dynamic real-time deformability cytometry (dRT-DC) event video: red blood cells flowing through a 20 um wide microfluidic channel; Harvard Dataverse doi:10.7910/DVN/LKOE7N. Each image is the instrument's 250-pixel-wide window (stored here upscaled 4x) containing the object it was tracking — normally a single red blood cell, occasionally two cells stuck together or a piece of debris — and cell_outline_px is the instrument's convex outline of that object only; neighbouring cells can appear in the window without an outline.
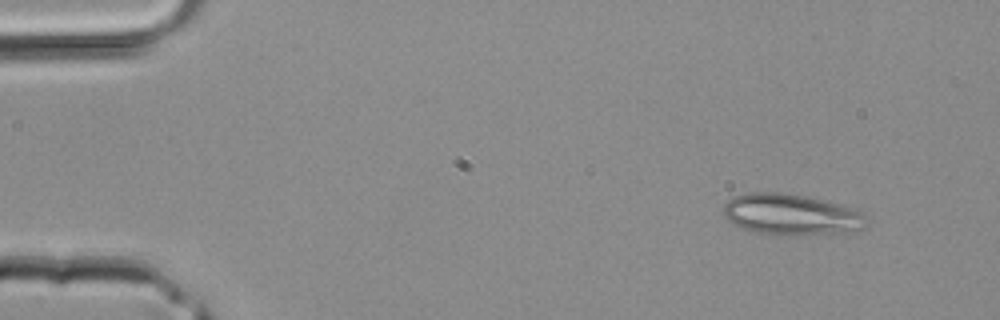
{"species": "common noctule bat (a hibernating species)", "species_latin": "Nyctalus noctula", "temperature_condition": "room temperature", "stored_images_in_passage": 36, "camera_frame_rate_fps": 3000, "um_per_image_px": 0.085, "animal": {"sex": "male", "body_mass_g": 20.4}, "frame": {"image": 1, "passage_image": 1, "time_ms": 0.0, "image_size_px": [1000, 320], "cell_outline_px": [[864, 228], [848, 232], [756, 232], [740, 228], [732, 224], [724, 216], [724, 204], [732, 196], [744, 192], [780, 192], [804, 196], [840, 204], [852, 208], [860, 212], [864, 216]], "centroid_in_image_um": [67.15, 18.17], "position_along_channel_um": 17.9, "area_um2": 33.0}}
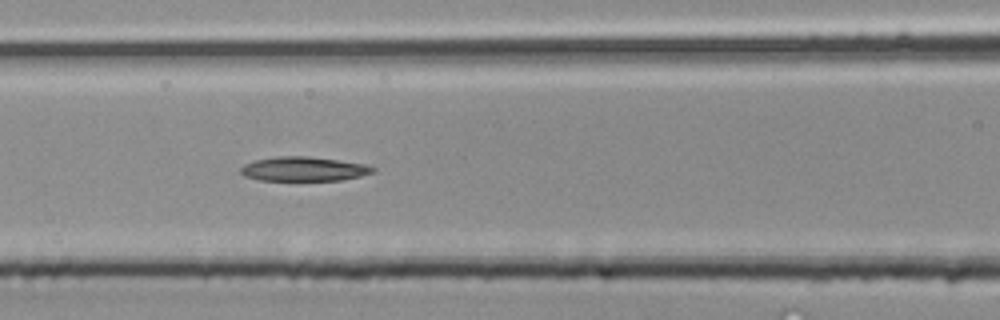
{"frame": {"image": 2, "passage_image": 14, "time_ms": 4.333, "image_size_px": [1000, 320], "cell_outline_px": [[376, 172], [360, 176], [340, 180], [260, 180], [244, 176], [240, 172], [240, 168], [244, 164], [256, 160], [276, 156], [308, 156], [340, 160], [364, 164], [376, 168]], "centroid_in_image_um": [25.82, 14.36], "position_along_channel_um": 140.8, "area_um2": 18.73}}
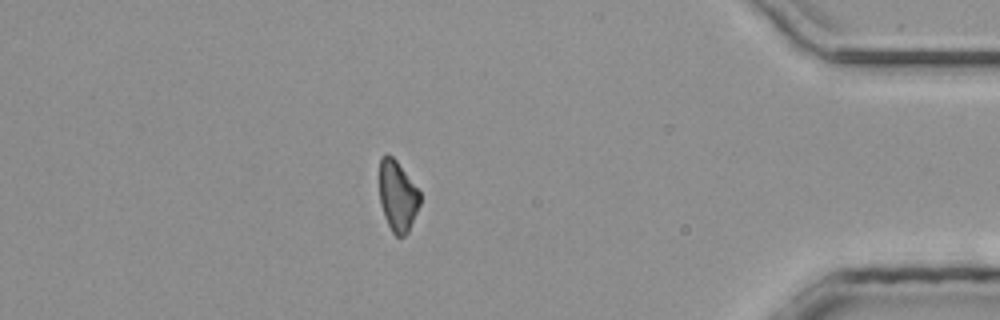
{"frame": {"image": 3, "passage_image": 31, "time_ms": 10.0, "image_size_px": [1000, 320], "cell_outline_px": [[420, 204], [408, 232], [404, 236], [396, 236], [392, 232], [384, 216], [380, 204], [380, 156], [392, 156], [396, 160], [420, 192]], "centroid_in_image_um": [33.79, 16.69], "position_along_channel_um": 401.4, "area_um2": 16.47}}